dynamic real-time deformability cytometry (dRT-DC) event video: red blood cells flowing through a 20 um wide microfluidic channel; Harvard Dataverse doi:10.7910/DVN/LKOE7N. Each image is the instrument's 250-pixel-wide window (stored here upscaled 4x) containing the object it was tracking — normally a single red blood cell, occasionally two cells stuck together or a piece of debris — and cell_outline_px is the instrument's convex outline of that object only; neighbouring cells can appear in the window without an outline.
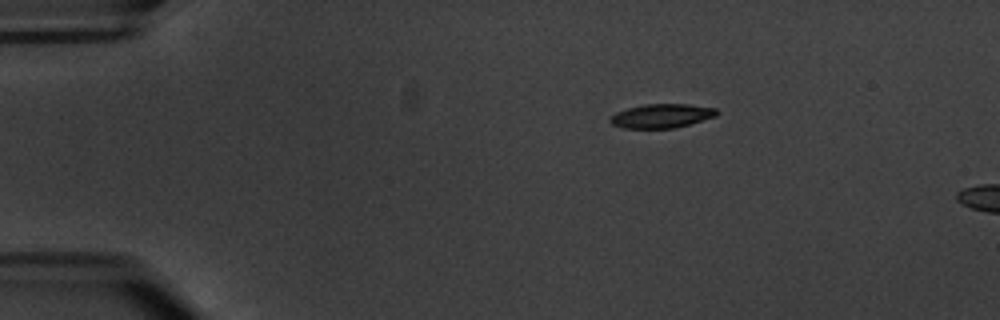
{"species": "common noctule bat (a hibernating species)", "species_latin": "Nyctalus noctula", "temperature_condition": "warm", "stored_images_in_passage": 6, "camera_frame_rate_fps": 3000, "um_per_image_px": 0.085, "animal": {"sex": "male", "body_mass_g": 20.1, "forearm_length_mm": 53.5}, "frame": {"image": 1, "passage_image": 6, "time_ms": 6.0, "image_size_px": [1000, 320], "cell_outline_px": [[720, 112], [716, 116], [688, 124], [672, 128], [624, 128], [612, 124], [608, 120], [616, 112], [628, 108], [644, 104], [688, 104], [716, 108]], "centroid_in_image_um": [56.24, 9.84], "position_along_channel_um": 28.8, "area_um2": 14.8}}